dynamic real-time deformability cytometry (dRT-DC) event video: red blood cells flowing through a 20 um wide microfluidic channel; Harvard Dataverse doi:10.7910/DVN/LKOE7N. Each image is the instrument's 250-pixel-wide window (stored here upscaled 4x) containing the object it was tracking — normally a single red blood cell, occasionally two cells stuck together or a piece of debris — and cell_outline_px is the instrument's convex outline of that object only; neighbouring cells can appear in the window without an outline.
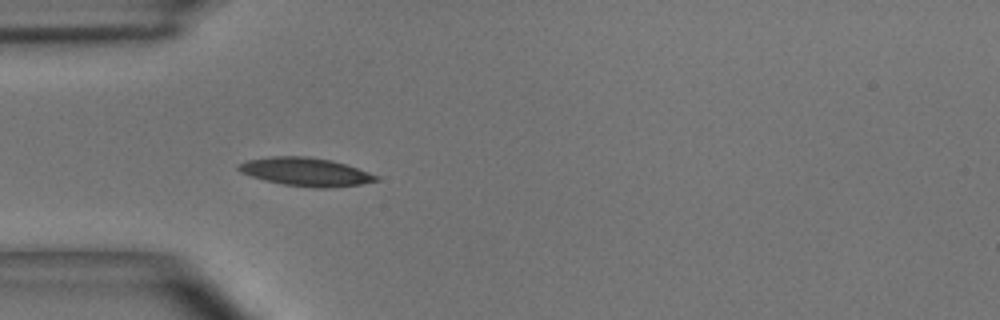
{"species": "common noctule bat (a hibernating species)", "species_latin": "Nyctalus noctula", "temperature_condition": "room temperature", "stored_images_in_passage": 39, "camera_frame_rate_fps": 3000, "um_per_image_px": 0.085, "animal": {"sex": "male", "body_mass_g": 15.6}, "frame": {"image": 1, "passage_image": 1, "time_ms": 0.0, "image_size_px": [1000, 320], "cell_outline_px": [[380, 180], [360, 184], [332, 188], [316, 188], [284, 184], [264, 180], [240, 172], [236, 168], [236, 164], [244, 160], [272, 156], [308, 156], [332, 160], [380, 176]], "centroid_in_image_um": [25.95, 14.6], "position_along_channel_um": 59.0, "area_um2": 22.83}}
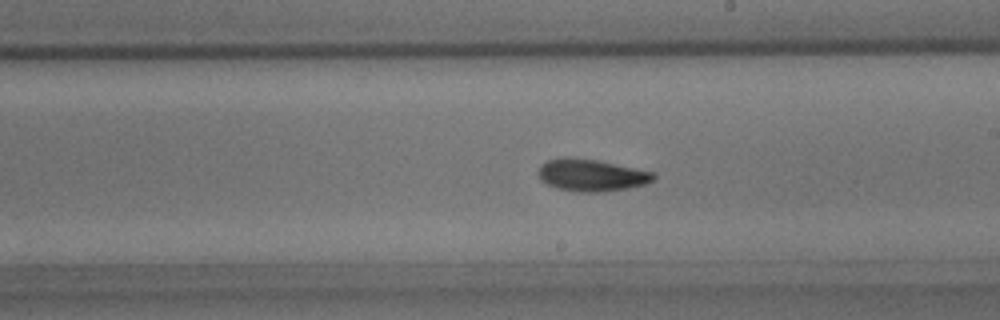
{"frame": {"image": 2, "passage_image": 16, "time_ms": 5.0, "image_size_px": [1000, 320], "cell_outline_px": [[656, 176], [652, 180], [644, 184], [628, 188], [600, 192], [580, 192], [556, 188], [540, 180], [540, 164], [548, 160], [564, 156], [572, 156], [596, 160], [652, 172]], "centroid_in_image_um": [50.22, 14.88], "position_along_channel_um": 238.8, "area_um2": 21.33}}
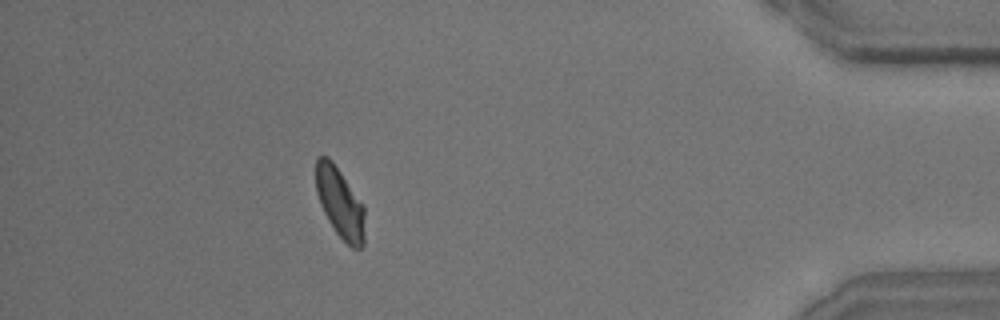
{"frame": {"image": 3, "passage_image": 34, "time_ms": 11.0, "image_size_px": [1000, 320], "cell_outline_px": [[364, 244], [360, 248], [352, 248], [336, 232], [328, 220], [320, 204], [316, 192], [316, 156], [328, 156], [332, 160], [364, 204]], "centroid_in_image_um": [28.9, 17.21], "position_along_channel_um": 406.3, "area_um2": 20.06}, "authors_computed_cell_mechanics": {"area_um2": 20.7502, "velocity_mm_per_s": 3.6386, "shape_relaxation_time_tau1_ms": 3.4747, "shape_relaxation_time_tau2_ms": 3.166, "deformation_change_tau1": 0.1284, "deformation_change_tau2": 0.0898}}